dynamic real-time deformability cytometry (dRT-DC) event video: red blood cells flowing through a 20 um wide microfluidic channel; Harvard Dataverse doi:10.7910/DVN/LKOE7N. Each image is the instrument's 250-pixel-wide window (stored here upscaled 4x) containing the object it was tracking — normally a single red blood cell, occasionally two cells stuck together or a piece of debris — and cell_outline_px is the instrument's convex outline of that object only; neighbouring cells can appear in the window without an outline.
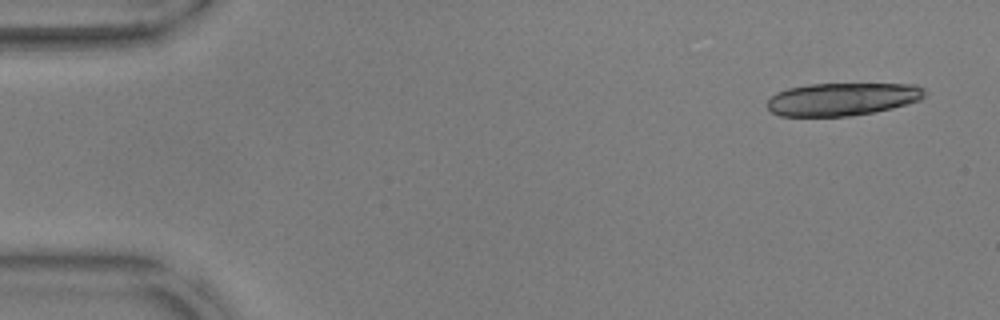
{"species": "common noctule bat (a hibernating species)", "species_latin": "Nyctalus noctula", "temperature_condition": "warm", "stored_images_in_passage": 10, "camera_frame_rate_fps": 3000, "um_per_image_px": 0.085, "animal": {"sex": "male", "body_mass_g": 17.9, "forearm_length_mm": 54.2}, "frame": {"image": 1, "passage_image": 1, "time_ms": 0.0, "image_size_px": [1000, 320], "cell_outline_px": [[924, 96], [920, 100], [892, 108], [852, 116], [780, 116], [772, 112], [768, 108], [768, 100], [776, 92], [788, 88], [808, 84], [916, 84], [924, 88]], "centroid_in_image_um": [71.59, 8.42], "position_along_channel_um": 13.4, "area_um2": 30.06}}